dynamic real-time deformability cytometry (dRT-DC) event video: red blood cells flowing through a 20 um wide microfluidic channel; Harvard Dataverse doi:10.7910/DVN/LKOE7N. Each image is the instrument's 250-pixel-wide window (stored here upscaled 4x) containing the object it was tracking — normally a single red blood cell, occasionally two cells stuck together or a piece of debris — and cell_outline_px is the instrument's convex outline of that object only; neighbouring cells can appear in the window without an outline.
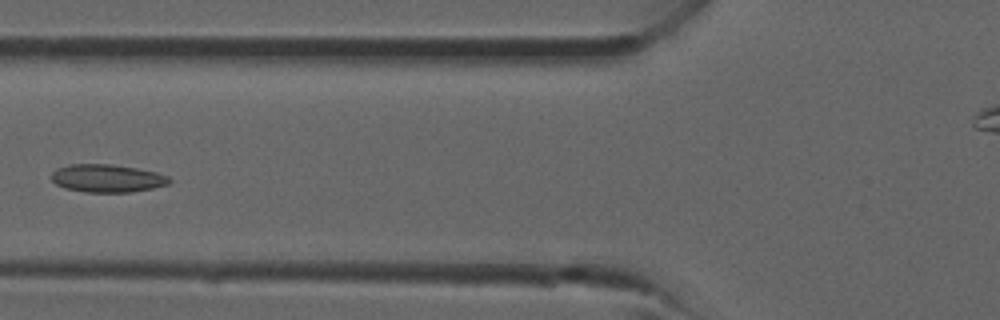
{"species": "common noctule bat (a hibernating species)", "species_latin": "Nyctalus noctula", "temperature_condition": "room temperature", "stored_images_in_passage": 31, "camera_frame_rate_fps": 3000, "um_per_image_px": 0.085, "animal": {"sex": "male", "forearm_length_mm": 52.5}, "frame": {"image": 1, "passage_image": 7, "time_ms": 2.0, "image_size_px": [1000, 320], "cell_outline_px": [[172, 180], [168, 184], [152, 188], [128, 192], [84, 192], [64, 188], [56, 184], [52, 180], [52, 172], [56, 168], [68, 164], [112, 164], [136, 168], [156, 172], [168, 176]], "centroid_in_image_um": [9.08, 15.15], "position_along_channel_um": 116.7, "area_um2": 19.19}}
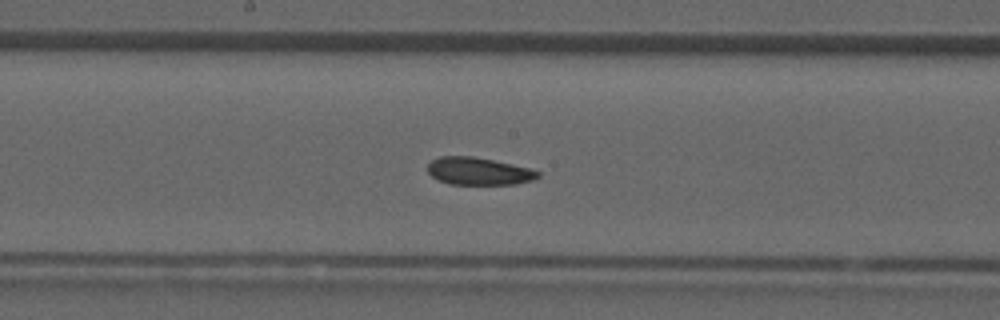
{"frame": {"image": 2, "passage_image": 12, "time_ms": 3.667, "image_size_px": [1000, 320], "cell_outline_px": [[540, 176], [532, 180], [516, 184], [448, 184], [432, 176], [428, 172], [428, 164], [432, 160], [440, 156], [472, 156], [512, 164], [528, 168], [540, 172]], "centroid_in_image_um": [40.67, 14.55], "position_along_channel_um": 207.5, "area_um2": 17.51}}
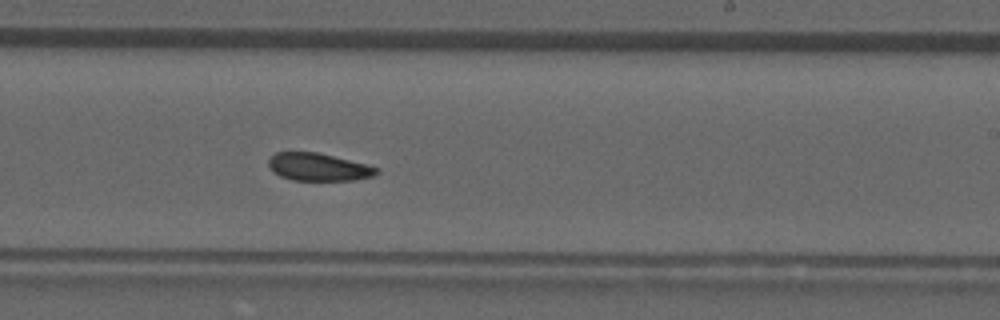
{"frame": {"image": 3, "passage_image": 15, "time_ms": 4.667, "image_size_px": [1000, 320], "cell_outline_px": [[380, 172], [372, 176], [352, 180], [292, 180], [280, 176], [272, 172], [268, 164], [268, 160], [276, 152], [316, 152], [368, 164], [376, 168]], "centroid_in_image_um": [27.04, 14.19], "position_along_channel_um": 262.0, "area_um2": 17.34}}